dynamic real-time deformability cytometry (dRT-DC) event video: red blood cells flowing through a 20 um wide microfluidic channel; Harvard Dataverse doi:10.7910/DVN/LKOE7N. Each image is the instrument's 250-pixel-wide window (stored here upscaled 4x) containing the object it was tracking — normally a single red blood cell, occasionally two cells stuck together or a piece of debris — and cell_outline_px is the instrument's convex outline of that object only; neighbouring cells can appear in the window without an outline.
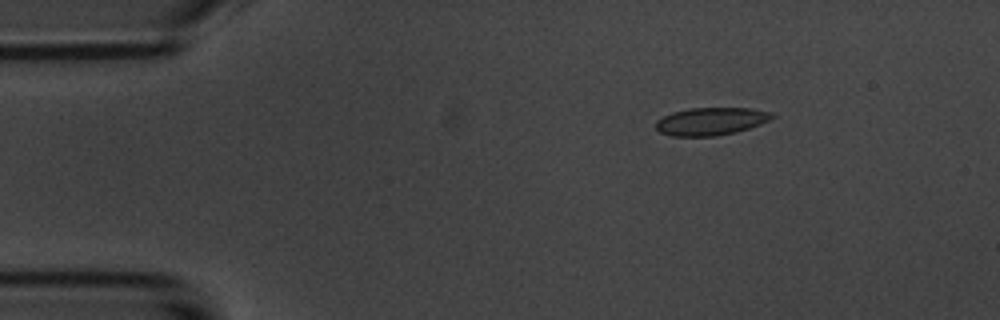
{"species": "common noctule bat (a hibernating species)", "species_latin": "Nyctalus noctula", "temperature_condition": "room temperature", "stored_images_in_passage": 3, "camera_frame_rate_fps": 3000, "um_per_image_px": 0.085, "animal": {"sex": "male", "body_mass_g": 20.1, "forearm_length_mm": 53.5}, "frame": {"image": 1, "passage_image": 1, "time_ms": 0.0, "image_size_px": [1000, 320], "cell_outline_px": [[776, 116], [760, 124], [736, 132], [716, 136], [672, 136], [660, 132], [656, 128], [656, 120], [672, 112], [688, 108], [752, 108], [772, 112]], "centroid_in_image_um": [60.43, 10.3], "position_along_channel_um": 24.6, "area_um2": 18.79}}